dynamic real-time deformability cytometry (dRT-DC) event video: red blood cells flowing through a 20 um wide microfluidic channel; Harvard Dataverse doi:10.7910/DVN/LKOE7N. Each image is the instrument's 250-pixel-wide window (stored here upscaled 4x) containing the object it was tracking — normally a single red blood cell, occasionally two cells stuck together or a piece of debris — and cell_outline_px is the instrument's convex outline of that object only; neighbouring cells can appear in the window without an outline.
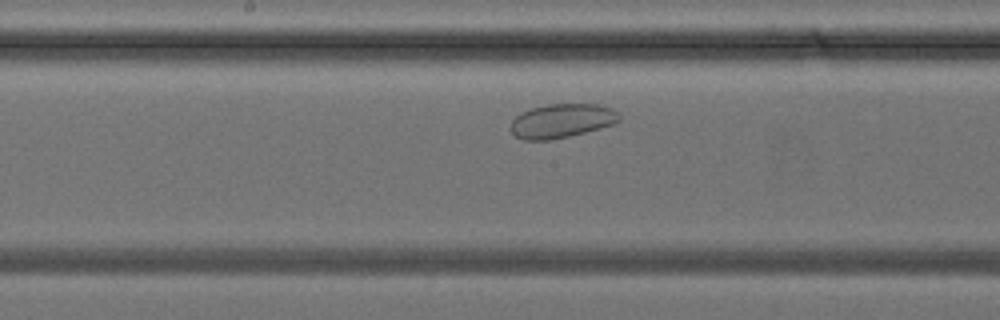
{"species": "common noctule bat (a hibernating species)", "species_latin": "Nyctalus noctula", "temperature_condition": "cold", "stored_images_in_passage": 31, "camera_frame_rate_fps": 3000, "um_per_image_px": 0.085, "animal": {"sex": "female", "body_mass_g": 24.6, "forearm_length_mm": 56.2}, "frame": {"image": 1, "passage_image": 14, "time_ms": 4.333, "image_size_px": [1000, 320], "cell_outline_px": [[620, 120], [612, 124], [600, 128], [568, 136], [548, 140], [524, 140], [516, 136], [512, 132], [512, 120], [520, 112], [532, 108], [548, 104], [600, 104], [612, 108], [620, 116]], "centroid_in_image_um": [47.75, 10.26], "position_along_channel_um": 200.5, "area_um2": 21.33}}